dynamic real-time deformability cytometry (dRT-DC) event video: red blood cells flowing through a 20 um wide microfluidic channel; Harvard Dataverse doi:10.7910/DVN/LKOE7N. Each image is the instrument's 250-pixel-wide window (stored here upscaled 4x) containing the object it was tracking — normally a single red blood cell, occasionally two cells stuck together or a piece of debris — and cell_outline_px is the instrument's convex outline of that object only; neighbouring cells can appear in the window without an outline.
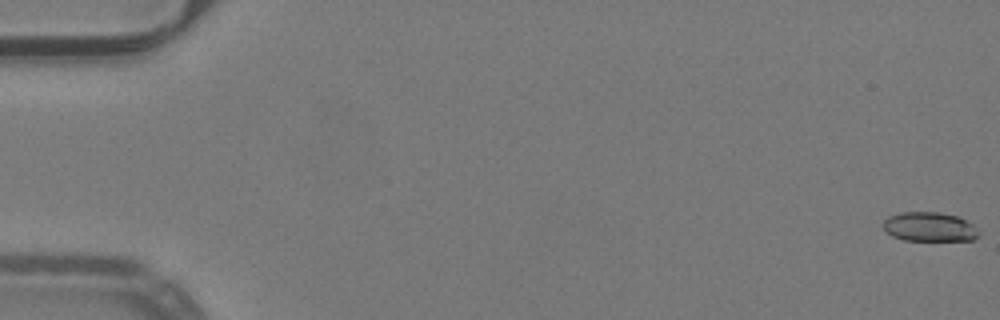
{"species": "common noctule bat (a hibernating species)", "species_latin": "Nyctalus noctula", "temperature_condition": "warm", "stored_images_in_passage": 53, "camera_frame_rate_fps": 3000, "um_per_image_px": 0.085, "animal": {"sex": "male", "body_mass_g": 19.2, "forearm_length_mm": 51.8}, "frame": {"image": 1, "passage_image": 1, "time_ms": 0.0, "image_size_px": [1000, 320], "cell_outline_px": [[980, 232], [972, 240], [904, 240], [892, 236], [884, 228], [884, 220], [888, 216], [900, 212], [940, 212], [956, 216], [972, 224]], "centroid_in_image_um": [78.98, 19.27], "position_along_channel_um": 6.0, "area_um2": 16.13}}
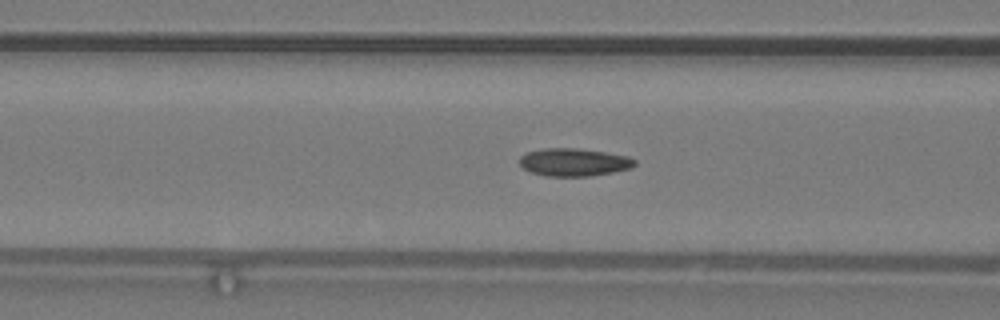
{"frame": {"image": 2, "passage_image": 22, "time_ms": 7.0, "image_size_px": [1000, 320], "cell_outline_px": [[636, 164], [632, 168], [612, 172], [588, 176], [548, 176], [532, 172], [524, 168], [520, 164], [520, 156], [528, 152], [544, 148], [576, 148], [604, 152], [628, 156], [636, 160]], "centroid_in_image_um": [48.8, 13.78], "position_along_channel_um": 117.8, "area_um2": 18.5}}
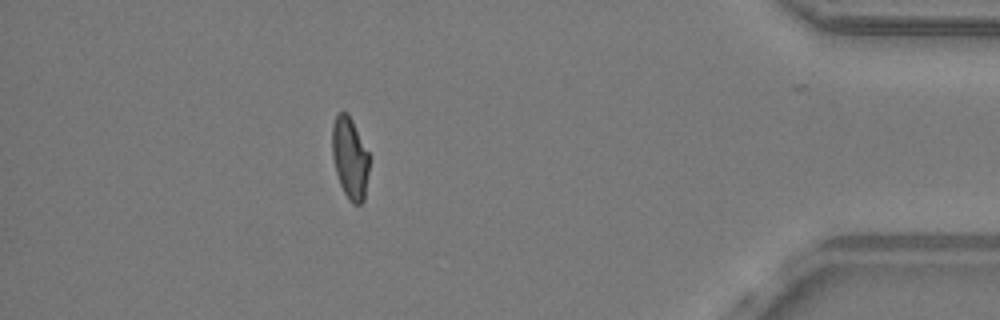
{"frame": {"image": 3, "passage_image": 47, "time_ms": 15.333, "image_size_px": [1000, 320], "cell_outline_px": [[368, 172], [364, 200], [360, 204], [352, 204], [348, 200], [340, 184], [336, 172], [332, 156], [332, 124], [336, 112], [348, 112], [368, 152]], "centroid_in_image_um": [29.72, 13.41], "position_along_channel_um": 405.5, "area_um2": 17.63}, "authors_computed_cell_mechanics": {"area_um2": 17.7446, "velocity_mm_per_s": 4.0186, "shape_relaxation_time_tau1_ms": null, "shape_relaxation_time_tau2_ms": 1.8146, "deformation_change_tau1": null, "deformation_change_tau2": 0.0861}}